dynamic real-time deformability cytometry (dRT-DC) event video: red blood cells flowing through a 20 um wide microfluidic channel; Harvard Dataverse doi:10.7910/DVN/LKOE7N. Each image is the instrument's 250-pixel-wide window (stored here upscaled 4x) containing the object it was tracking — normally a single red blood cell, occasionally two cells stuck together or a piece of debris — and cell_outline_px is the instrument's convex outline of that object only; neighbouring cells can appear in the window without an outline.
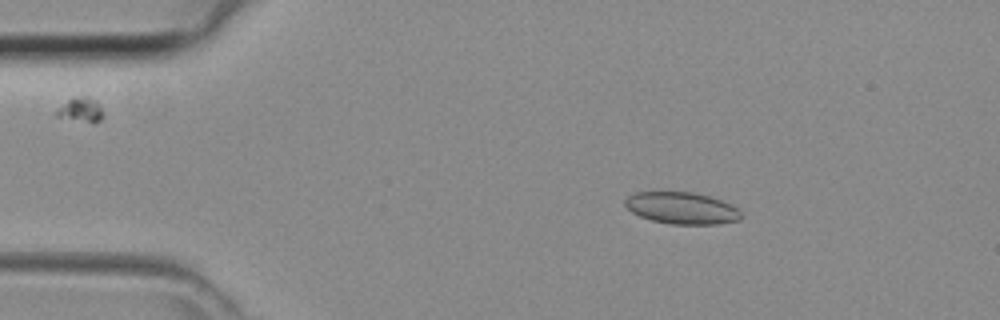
{"species": "common noctule bat (a hibernating species)", "species_latin": "Nyctalus noctula", "temperature_condition": "room temperature", "stored_images_in_passage": 10, "camera_frame_rate_fps": 3000, "um_per_image_px": 0.085, "animal": {"sex": "female", "body_mass_g": 29.2, "forearm_length_mm": 56.3}, "frame": {"image": 1, "passage_image": 4, "time_ms": 1.0, "image_size_px": [1000, 320], "cell_outline_px": [[744, 216], [740, 220], [716, 224], [672, 224], [652, 220], [640, 216], [632, 212], [624, 204], [624, 200], [628, 196], [636, 192], [692, 192], [708, 196], [720, 200], [736, 208]], "centroid_in_image_um": [57.94, 17.69], "position_along_channel_um": 27.1, "area_um2": 21.33}}
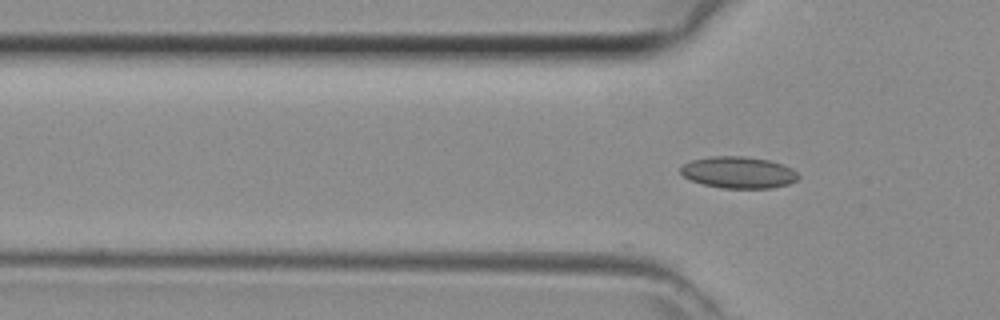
{"frame": {"image": 2, "passage_image": 10, "time_ms": 3.0, "image_size_px": [1000, 320], "cell_outline_px": [[800, 176], [796, 180], [788, 184], [772, 188], [720, 188], [704, 184], [692, 180], [684, 176], [680, 172], [680, 168], [684, 164], [692, 160], [712, 156], [744, 156], [768, 160], [784, 164], [792, 168]], "centroid_in_image_um": [62.79, 14.65], "position_along_channel_um": 63.0, "area_um2": 21.68}}